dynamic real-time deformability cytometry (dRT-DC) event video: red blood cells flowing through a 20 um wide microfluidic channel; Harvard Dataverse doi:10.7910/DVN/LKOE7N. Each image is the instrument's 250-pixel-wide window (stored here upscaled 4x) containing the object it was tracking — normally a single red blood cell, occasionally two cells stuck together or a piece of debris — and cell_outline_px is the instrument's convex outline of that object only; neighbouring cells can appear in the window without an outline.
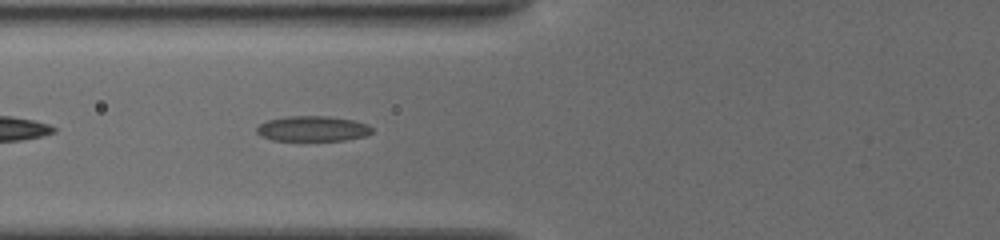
{"species": "common noctule bat (a hibernating species)", "species_latin": "Nyctalus noctula", "temperature_condition": "cold", "stored_images_in_passage": 11, "camera_frame_rate_fps": 3000, "um_per_image_px": 0.085, "animal": {"sex": "female", "body_mass_g": 19.5, "forearm_length_mm": 54.1}, "frame": {"image": 1, "passage_image": 6, "time_ms": 1.667, "image_size_px": [1000, 240], "cell_outline_px": [[372, 132], [368, 136], [348, 140], [272, 140], [260, 136], [256, 132], [256, 128], [260, 124], [268, 120], [288, 116], [328, 116], [352, 120], [368, 124], [372, 128]], "centroid_in_image_um": [26.59, 10.94], "position_along_channel_um": 99.2, "area_um2": 17.05}}
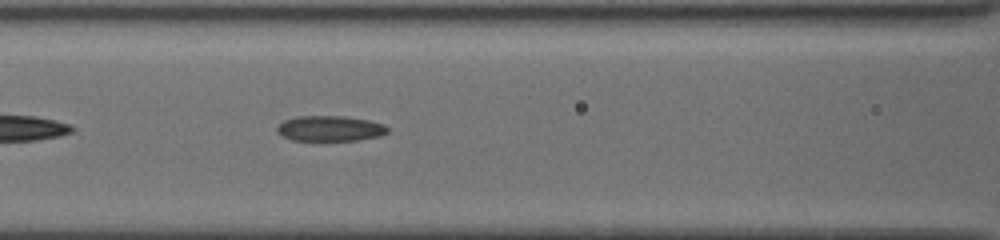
{"frame": {"image": 2, "passage_image": 8, "time_ms": 2.667, "image_size_px": [1000, 240], "cell_outline_px": [[388, 132], [380, 136], [360, 140], [292, 140], [276, 132], [276, 128], [284, 120], [296, 116], [344, 116], [368, 120], [384, 124], [388, 128]], "centroid_in_image_um": [28.06, 10.92], "position_along_channel_um": 138.5, "area_um2": 16.36}}
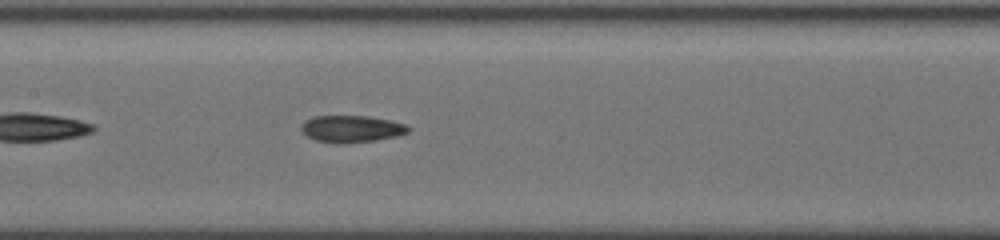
{"frame": {"image": 3, "passage_image": 11, "time_ms": 3.667, "image_size_px": [1000, 240], "cell_outline_px": [[412, 128], [408, 132], [396, 136], [376, 140], [344, 144], [336, 144], [316, 140], [308, 136], [300, 128], [300, 124], [304, 120], [312, 116], [368, 116], [392, 120], [408, 124]], "centroid_in_image_um": [29.9, 10.95], "position_along_channel_um": 177.5, "area_um2": 17.11}}